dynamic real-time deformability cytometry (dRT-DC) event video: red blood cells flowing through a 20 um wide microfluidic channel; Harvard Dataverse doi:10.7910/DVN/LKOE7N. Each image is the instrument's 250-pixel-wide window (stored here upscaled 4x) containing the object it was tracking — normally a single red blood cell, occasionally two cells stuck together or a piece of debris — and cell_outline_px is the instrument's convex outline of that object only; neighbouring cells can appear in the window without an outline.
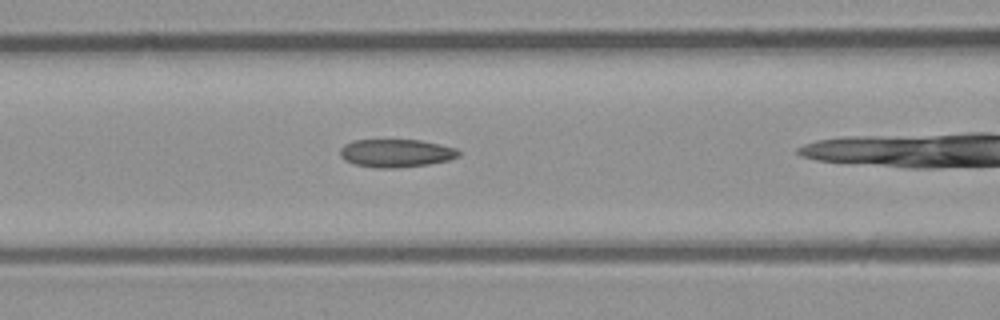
{"species": "common noctule bat (a hibernating species)", "species_latin": "Nyctalus noctula", "temperature_condition": "room temperature", "stored_images_in_passage": 23, "camera_frame_rate_fps": 3000, "um_per_image_px": 0.085, "animal": {"sex": "male", "body_mass_g": 23.1, "forearm_length_mm": 52.7}, "frame": {"image": 1, "passage_image": 4, "time_ms": 1.0, "image_size_px": [1000, 320], "cell_outline_px": [[460, 156], [448, 160], [428, 164], [400, 168], [376, 168], [356, 164], [344, 160], [340, 156], [340, 148], [344, 144], [352, 140], [420, 140], [440, 144], [456, 148], [460, 152]], "centroid_in_image_um": [33.66, 13.02], "position_along_channel_um": 132.9, "area_um2": 19.48}}
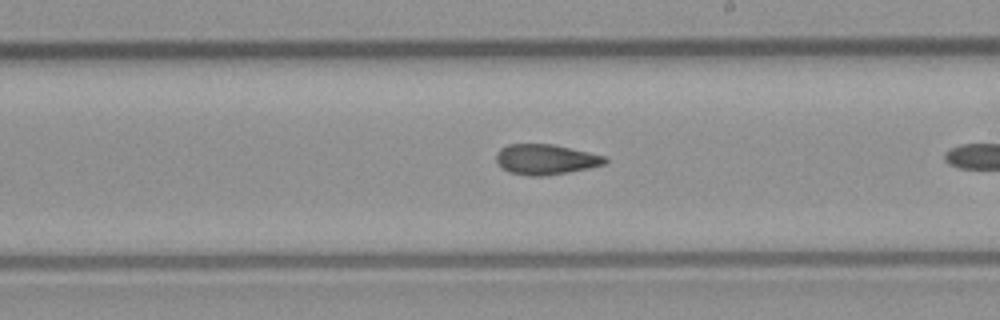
{"frame": {"image": 2, "passage_image": 12, "time_ms": 3.667, "image_size_px": [1000, 320], "cell_outline_px": [[608, 160], [604, 164], [588, 168], [568, 172], [544, 176], [532, 176], [508, 172], [496, 160], [496, 152], [500, 148], [508, 144], [552, 144], [588, 152], [604, 156]], "centroid_in_image_um": [46.36, 13.54], "position_along_channel_um": 242.6, "area_um2": 19.02}}
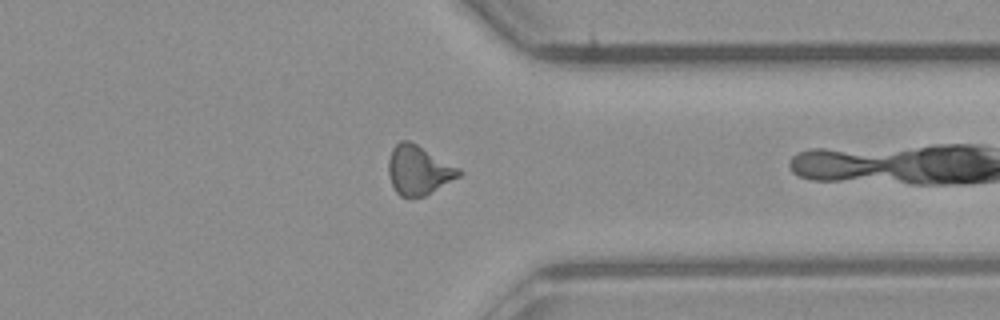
{"frame": {"image": 3, "passage_image": 22, "time_ms": 7.0, "image_size_px": [1000, 320], "cell_outline_px": [[464, 172], [460, 176], [424, 196], [408, 200], [400, 196], [396, 192], [388, 176], [388, 160], [392, 148], [400, 140], [408, 140], [416, 144], [460, 168]], "centroid_in_image_um": [35.56, 14.49], "position_along_channel_um": 375.8, "area_um2": 20.4}}